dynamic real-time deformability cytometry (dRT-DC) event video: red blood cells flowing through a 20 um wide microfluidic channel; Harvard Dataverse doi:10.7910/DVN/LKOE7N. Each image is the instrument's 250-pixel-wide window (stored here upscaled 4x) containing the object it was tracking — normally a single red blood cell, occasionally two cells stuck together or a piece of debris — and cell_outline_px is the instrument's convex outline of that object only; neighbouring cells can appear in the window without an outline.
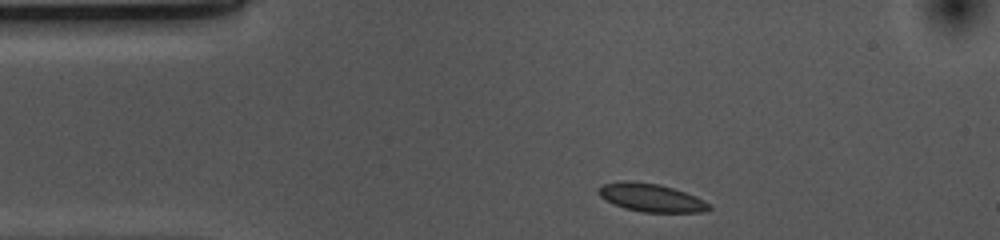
{"species": "common noctule bat (a hibernating species)", "species_latin": "Nyctalus noctula", "temperature_condition": "cold", "stored_images_in_passage": 35, "camera_frame_rate_fps": 3000, "um_per_image_px": 0.085, "animal": {"sex": "female", "body_mass_g": 10.0, "forearm_length_mm": 53.1}, "frame": {"image": 1, "passage_image": 1, "time_ms": 0.0, "image_size_px": [1000, 240], "cell_outline_px": [[712, 208], [704, 212], [644, 212], [624, 208], [612, 204], [600, 196], [596, 192], [596, 188], [604, 184], [624, 180], [628, 180], [660, 184], [696, 196], [704, 200]], "centroid_in_image_um": [55.3, 16.79], "position_along_channel_um": 29.7, "area_um2": 18.21}}
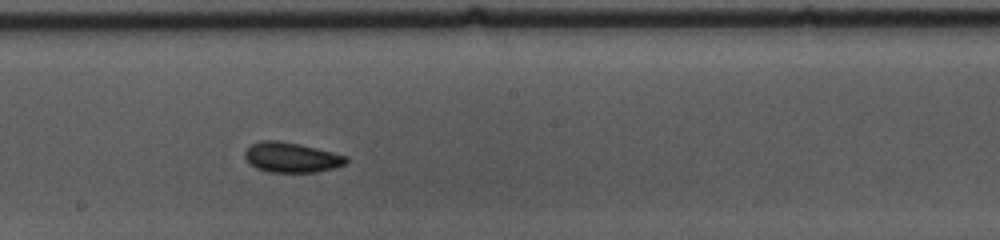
{"frame": {"image": 2, "passage_image": 20, "time_ms": 6.333, "image_size_px": [1000, 240], "cell_outline_px": [[348, 164], [336, 168], [316, 172], [268, 172], [256, 168], [248, 164], [244, 156], [244, 152], [252, 144], [260, 140], [276, 140], [300, 144], [348, 156]], "centroid_in_image_um": [24.78, 13.39], "position_along_channel_um": 223.4, "area_um2": 17.98}}
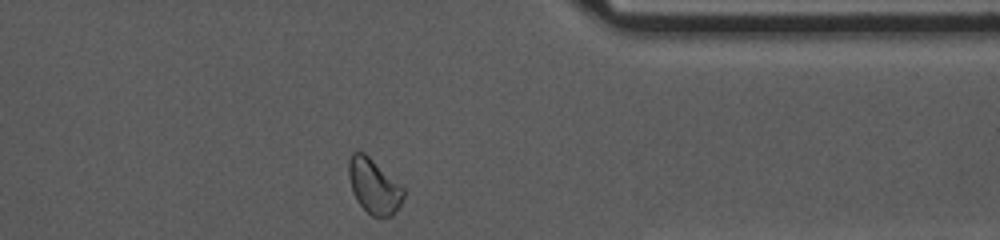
{"frame": {"image": 3, "passage_image": 34, "time_ms": 11.0, "image_size_px": [1000, 240], "cell_outline_px": [[404, 196], [400, 204], [392, 216], [384, 220], [372, 216], [356, 200], [352, 192], [348, 176], [348, 160], [352, 152], [356, 148], [364, 152], [404, 188]], "centroid_in_image_um": [31.75, 15.83], "position_along_channel_um": 379.6, "area_um2": 17.8}, "authors_computed_cell_mechanics": {"area_um2": 17.5712, "velocity_mm_per_s": 3.6393, "shape_relaxation_time_tau1_ms": 1.5241, "shape_relaxation_time_tau2_ms": 2.7235, "deformation_change_tau1": 0.0613, "deformation_change_tau2": 0.0765}}